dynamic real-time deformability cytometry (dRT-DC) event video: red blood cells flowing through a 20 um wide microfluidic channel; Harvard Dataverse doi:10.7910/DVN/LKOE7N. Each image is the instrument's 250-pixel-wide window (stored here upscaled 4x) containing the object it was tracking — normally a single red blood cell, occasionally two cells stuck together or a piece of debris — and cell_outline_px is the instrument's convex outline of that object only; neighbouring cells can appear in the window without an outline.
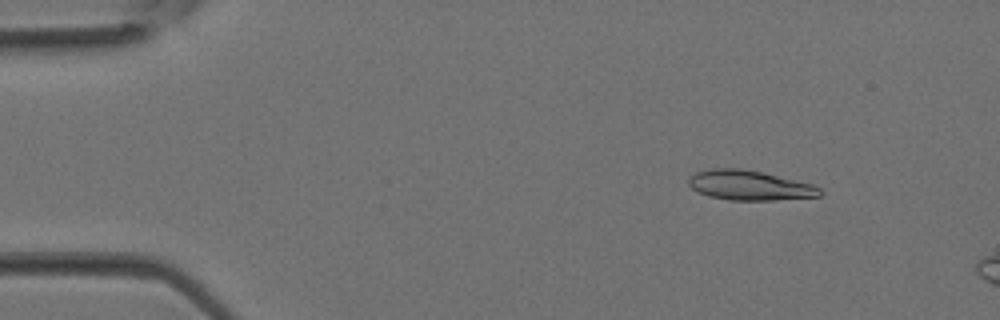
{"species": "Egyptian fruit bat (a non-hibernating species)", "species_latin": "Rousettus aegyptiacus", "temperature_condition": "room temperature", "stored_images_in_passage": 35, "camera_frame_rate_fps": 3000, "um_per_image_px": 0.085, "animal": {"sex": "female"}, "frame": {"image": 1, "passage_image": 2, "time_ms": 0.333, "image_size_px": [1000, 320], "cell_outline_px": [[824, 192], [820, 196], [772, 200], [728, 200], [708, 196], [692, 188], [688, 184], [688, 176], [696, 172], [712, 168], [740, 168], [760, 172], [812, 184], [820, 188]], "centroid_in_image_um": [63.68, 15.75], "position_along_channel_um": 21.3, "area_um2": 22.66}}
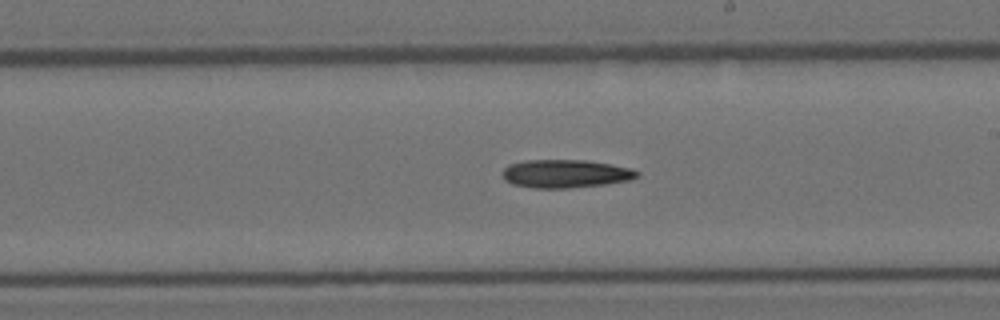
{"frame": {"image": 2, "passage_image": 19, "time_ms": 6.0, "image_size_px": [1000, 320], "cell_outline_px": [[640, 176], [632, 180], [608, 184], [568, 188], [532, 188], [512, 184], [504, 180], [504, 168], [508, 164], [524, 160], [584, 160], [632, 168], [640, 172]], "centroid_in_image_um": [48.1, 14.77], "position_along_channel_um": 240.9, "area_um2": 22.31}}
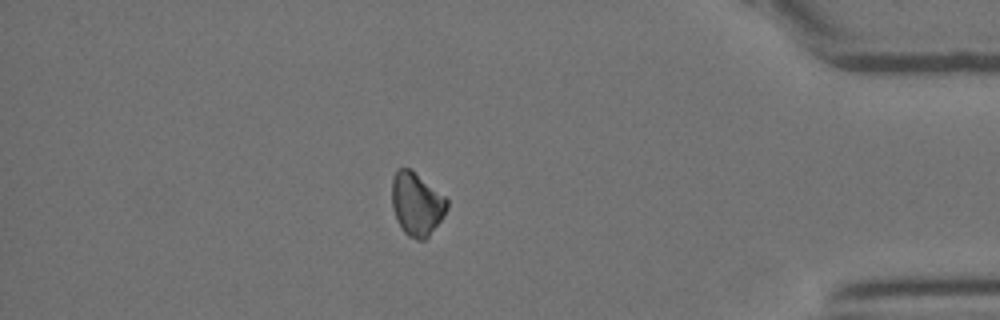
{"frame": {"image": 3, "passage_image": 30, "time_ms": 9.667, "image_size_px": [1000, 320], "cell_outline_px": [[448, 208], [444, 216], [428, 236], [424, 240], [416, 240], [408, 236], [404, 232], [396, 220], [392, 208], [392, 176], [396, 168], [408, 168], [444, 196], [448, 200]], "centroid_in_image_um": [35.39, 17.36], "position_along_channel_um": 399.8, "area_um2": 20.17}}